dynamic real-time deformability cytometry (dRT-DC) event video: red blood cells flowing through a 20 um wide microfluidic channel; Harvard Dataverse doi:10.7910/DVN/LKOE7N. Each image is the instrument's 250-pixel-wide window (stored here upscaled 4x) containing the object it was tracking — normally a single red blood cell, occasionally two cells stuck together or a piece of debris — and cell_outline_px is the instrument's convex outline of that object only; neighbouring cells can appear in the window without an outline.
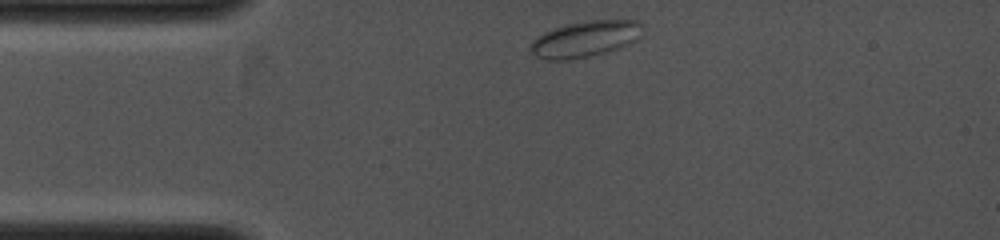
{"species": "common noctule bat (a hibernating species)", "species_latin": "Nyctalus noctula", "temperature_condition": "cold", "stored_images_in_passage": 3, "camera_frame_rate_fps": 4000, "um_per_image_px": 0.085, "animal": {"sex": "female", "body_mass_g": 19.0, "forearm_length_mm": 53.3}, "frame": {"image": 1, "passage_image": 1, "time_ms": 0.0, "image_size_px": [1000, 240], "cell_outline_px": [[644, 24], [640, 36], [636, 40], [628, 44], [604, 52], [588, 56], [568, 60], [544, 60], [536, 56], [532, 52], [532, 40], [544, 32], [568, 24], [588, 20], [640, 20]], "centroid_in_image_um": [49.77, 3.3], "position_along_channel_um": 35.2, "area_um2": 23.35}}